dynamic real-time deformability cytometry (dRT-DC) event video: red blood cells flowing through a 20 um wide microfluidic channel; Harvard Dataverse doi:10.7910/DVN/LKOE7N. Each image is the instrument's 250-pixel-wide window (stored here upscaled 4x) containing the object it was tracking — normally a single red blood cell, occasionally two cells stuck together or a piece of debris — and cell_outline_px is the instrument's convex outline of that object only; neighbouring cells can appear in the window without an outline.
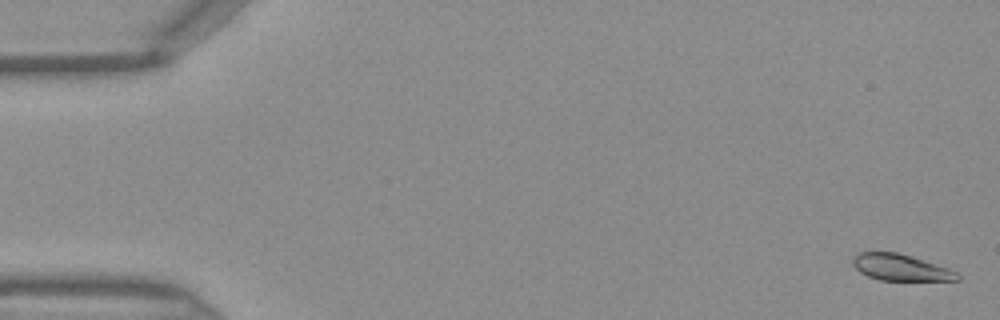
{"species": "Egyptian fruit bat (a non-hibernating species)", "species_latin": "Rousettus aegyptiacus", "temperature_condition": "warm", "stored_images_in_passage": 46, "camera_frame_rate_fps": 3000, "um_per_image_px": 0.085, "frame": {"image": 1, "passage_image": 1, "time_ms": 0.0, "image_size_px": [1000, 320], "cell_outline_px": [[960, 280], [880, 280], [868, 276], [860, 272], [852, 264], [852, 256], [860, 252], [896, 252], [912, 256], [948, 268], [956, 272], [960, 276]], "centroid_in_image_um": [76.52, 22.73], "position_along_channel_um": 8.5, "area_um2": 16.01}}
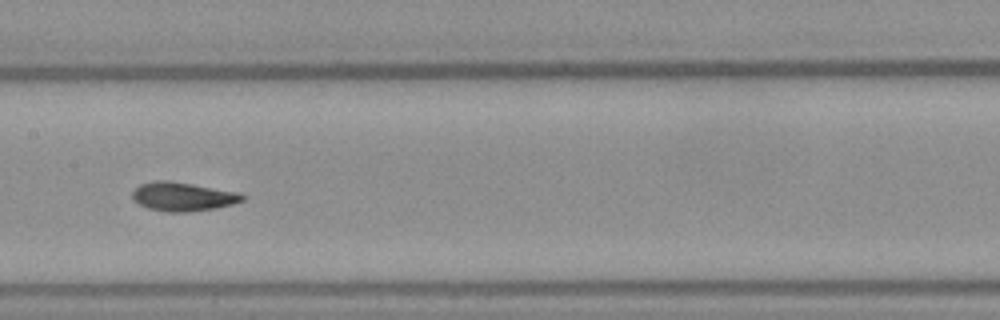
{"frame": {"image": 2, "passage_image": 23, "time_ms": 7.333, "image_size_px": [1000, 320], "cell_outline_px": [[244, 200], [232, 204], [216, 208], [188, 212], [168, 212], [148, 208], [132, 200], [132, 192], [140, 184], [156, 180], [168, 180], [192, 184], [236, 192], [244, 196]], "centroid_in_image_um": [15.5, 16.71], "position_along_channel_um": 191.9, "area_um2": 18.32}}
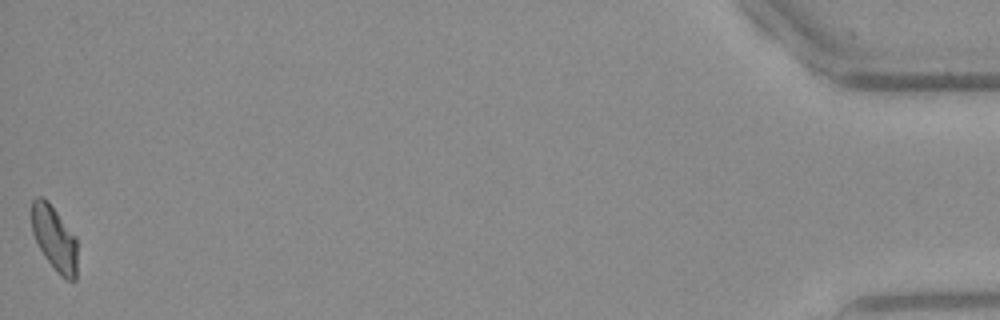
{"frame": {"image": 3, "passage_image": 46, "time_ms": 15.0, "image_size_px": [1000, 320], "cell_outline_px": [[76, 280], [68, 280], [60, 276], [56, 272], [44, 256], [32, 232], [32, 200], [36, 196], [40, 196], [48, 200], [76, 236]], "centroid_in_image_um": [4.62, 20.25], "position_along_channel_um": 430.6, "area_um2": 17.28}}